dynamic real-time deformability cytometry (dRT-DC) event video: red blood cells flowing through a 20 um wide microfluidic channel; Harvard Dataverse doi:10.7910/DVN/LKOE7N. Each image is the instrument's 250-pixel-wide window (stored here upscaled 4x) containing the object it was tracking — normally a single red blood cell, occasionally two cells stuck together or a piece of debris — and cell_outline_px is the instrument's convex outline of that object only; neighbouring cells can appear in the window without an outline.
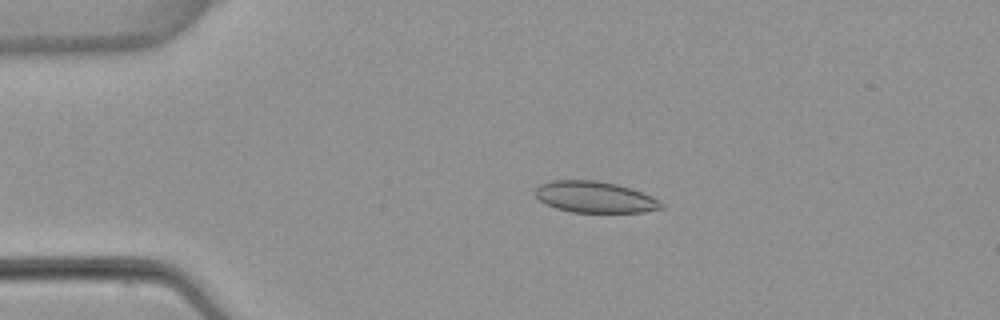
{"species": "common noctule bat (a hibernating species)", "species_latin": "Nyctalus noctula", "temperature_condition": "warm", "stored_images_in_passage": 4, "camera_frame_rate_fps": 3000, "um_per_image_px": 0.085, "animal": {"sex": "female", "body_mass_g": 22.7, "forearm_length_mm": 54.2}, "frame": {"image": 1, "passage_image": 3, "time_ms": 3.333, "image_size_px": [1000, 320], "cell_outline_px": [[664, 208], [644, 212], [572, 212], [556, 208], [540, 200], [536, 196], [536, 188], [540, 184], [552, 180], [596, 180], [616, 184], [632, 188], [652, 196], [664, 204]], "centroid_in_image_um": [50.6, 16.75], "position_along_channel_um": 34.4, "area_um2": 22.95}}